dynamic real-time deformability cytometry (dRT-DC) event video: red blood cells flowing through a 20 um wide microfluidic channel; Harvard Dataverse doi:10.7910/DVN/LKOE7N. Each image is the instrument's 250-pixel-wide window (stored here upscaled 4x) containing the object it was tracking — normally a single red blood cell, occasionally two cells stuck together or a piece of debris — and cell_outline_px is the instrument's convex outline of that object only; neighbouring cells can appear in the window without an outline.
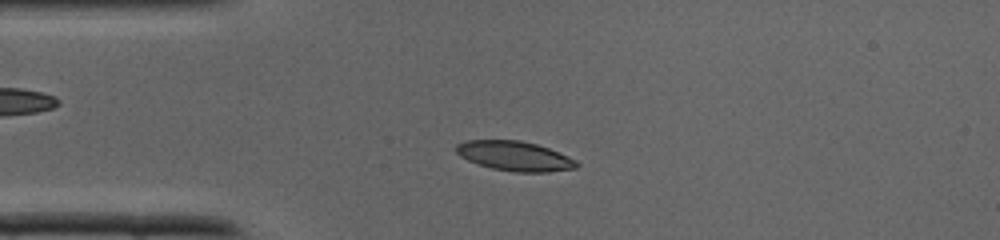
{"species": "common noctule bat (a hibernating species)", "species_latin": "Nyctalus noctula", "temperature_condition": "cold", "stored_images_in_passage": 36, "camera_frame_rate_fps": 3000, "um_per_image_px": 0.085, "animal": {"sex": "male", "body_mass_g": 19.0, "forearm_length_mm": 50.8}, "frame": {"image": 1, "passage_image": 7, "time_ms": 2.0, "image_size_px": [1000, 240], "cell_outline_px": [[580, 164], [576, 168], [548, 172], [512, 172], [492, 168], [468, 160], [460, 156], [456, 152], [456, 144], [468, 140], [520, 140], [536, 144], [548, 148], [568, 156], [576, 160]], "centroid_in_image_um": [43.76, 13.26], "position_along_channel_um": 41.2, "area_um2": 20.75}}
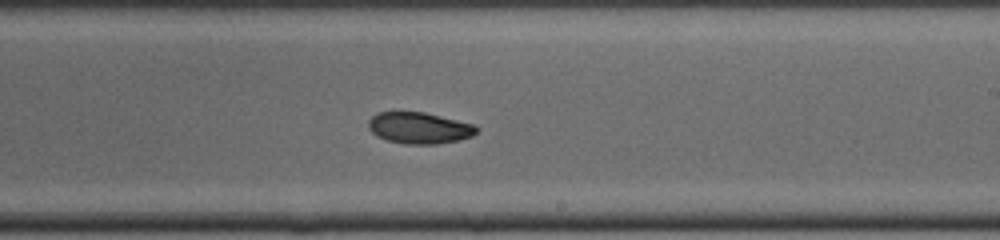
{"frame": {"image": 2, "passage_image": 20, "time_ms": 6.333, "image_size_px": [1000, 240], "cell_outline_px": [[480, 128], [472, 136], [460, 140], [436, 144], [404, 144], [388, 140], [376, 136], [368, 128], [368, 120], [372, 116], [380, 112], [424, 112], [476, 124]], "centroid_in_image_um": [35.67, 10.88], "position_along_channel_um": 253.3, "area_um2": 19.94}}
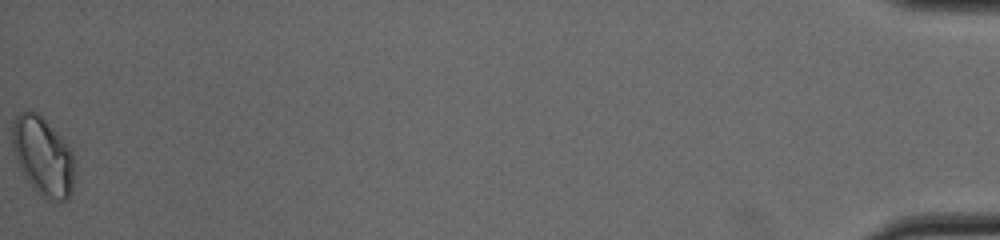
{"frame": {"image": 3, "passage_image": 36, "time_ms": 11.667, "image_size_px": [1000, 240], "cell_outline_px": [[72, 188], [68, 200], [60, 204], [48, 200], [40, 196], [32, 188], [24, 176], [20, 168], [12, 144], [12, 120], [20, 112], [36, 112], [68, 144], [72, 152]], "centroid_in_image_um": [3.63, 13.34], "position_along_channel_um": 431.6, "area_um2": 28.32}}